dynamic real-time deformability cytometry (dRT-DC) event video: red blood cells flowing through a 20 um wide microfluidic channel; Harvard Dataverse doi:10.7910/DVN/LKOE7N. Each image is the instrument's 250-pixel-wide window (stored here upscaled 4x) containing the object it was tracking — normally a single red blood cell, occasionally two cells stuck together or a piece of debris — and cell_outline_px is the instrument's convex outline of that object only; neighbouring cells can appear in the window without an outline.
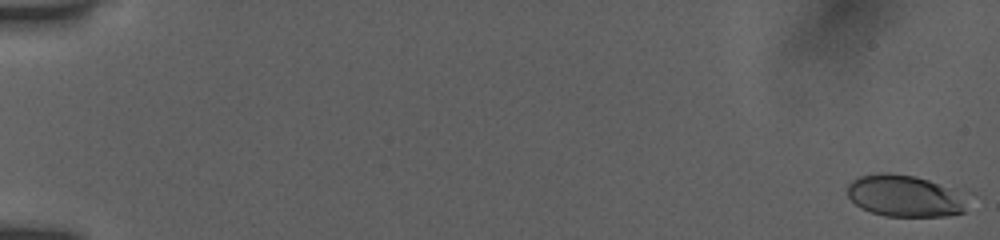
{"species": "human", "species_latin": "Homo sapiens", "temperature_condition": "room temperature", "stored_images_in_passage": 54, "camera_frame_rate_fps": 3000, "um_per_image_px": 0.085, "donor": {"sex": "female"}, "frame": {"image": 1, "passage_image": 1, "time_ms": 0.0, "image_size_px": [1000, 240], "cell_outline_px": [[976, 192], [964, 212], [944, 216], [884, 216], [860, 208], [848, 196], [848, 184], [852, 180], [860, 176], [876, 172], [888, 172], [916, 176]], "centroid_in_image_um": [77.12, 16.63], "position_along_channel_um": 7.9, "area_um2": 30.81}}
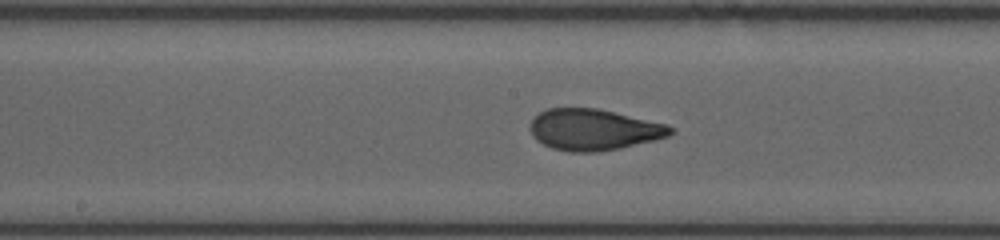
{"frame": {"image": 2, "passage_image": 30, "time_ms": 9.667, "image_size_px": [1000, 240], "cell_outline_px": [[672, 132], [668, 136], [656, 140], [620, 148], [596, 152], [568, 152], [552, 148], [536, 140], [532, 136], [528, 128], [532, 120], [540, 112], [548, 108], [596, 108], [668, 124], [672, 128]], "centroid_in_image_um": [50.44, 11.03], "position_along_channel_um": 197.8, "area_um2": 33.76}}
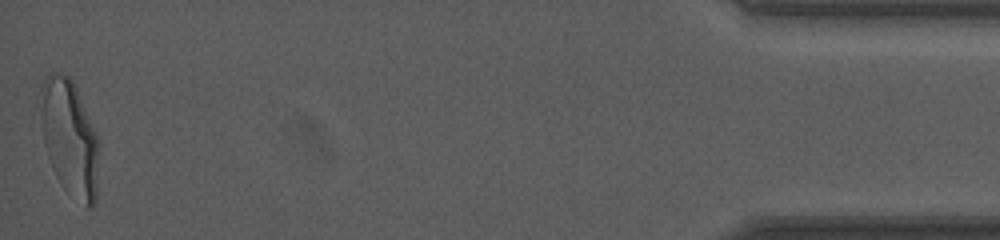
{"frame": {"image": 3, "passage_image": 54, "time_ms": 17.667, "image_size_px": [1000, 240], "cell_outline_px": [[100, 144], [96, 200], [92, 208], [84, 208], [56, 176], [52, 168], [44, 144], [40, 116], [40, 84], [44, 76], [52, 72], [60, 72], [68, 76], [72, 80], [76, 88], [96, 132]], "centroid_in_image_um": [5.92, 11.7], "position_along_channel_um": 429.3, "area_um2": 39.88}, "authors_computed_cell_mechanics": {"area_um2": 33.4373, "velocity_mm_per_s": 3.9271, "shape_relaxation_time_tau1_ms": 5.4877, "shape_relaxation_time_tau2_ms": 0.786, "deformation_change_tau1": 0.2061, "deformation_change_tau2": 0.0719}}